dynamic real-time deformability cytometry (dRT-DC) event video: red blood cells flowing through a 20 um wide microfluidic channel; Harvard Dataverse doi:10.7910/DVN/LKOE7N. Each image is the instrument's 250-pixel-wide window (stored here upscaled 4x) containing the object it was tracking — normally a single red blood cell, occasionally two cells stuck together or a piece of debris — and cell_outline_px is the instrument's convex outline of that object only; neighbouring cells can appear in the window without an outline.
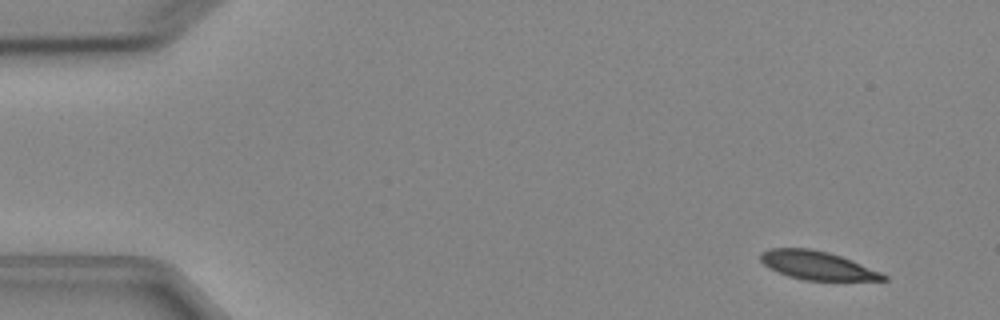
{"species": "Egyptian fruit bat (a non-hibernating species)", "species_latin": "Rousettus aegyptiacus", "temperature_condition": "cold", "stored_images_in_passage": 6, "camera_frame_rate_fps": 3000, "um_per_image_px": 0.085, "animal": {"sex": "female"}, "frame": {"image": 1, "passage_image": 1, "time_ms": 0.0, "image_size_px": [1000, 320], "cell_outline_px": [[888, 280], [804, 280], [788, 276], [768, 268], [760, 260], [760, 252], [768, 248], [812, 248], [828, 252], [852, 260], [880, 272], [888, 276]], "centroid_in_image_um": [69.42, 22.55], "position_along_channel_um": 15.6, "area_um2": 20.4}}